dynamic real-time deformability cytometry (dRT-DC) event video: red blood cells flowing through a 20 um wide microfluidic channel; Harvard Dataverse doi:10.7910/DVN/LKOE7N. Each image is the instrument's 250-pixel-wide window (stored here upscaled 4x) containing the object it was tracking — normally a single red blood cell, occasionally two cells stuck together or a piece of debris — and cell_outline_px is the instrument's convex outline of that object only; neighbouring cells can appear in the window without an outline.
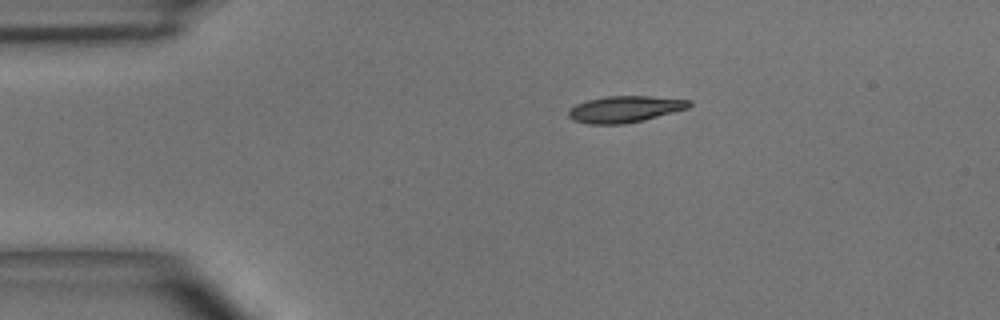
{"species": "common noctule bat (a hibernating species)", "species_latin": "Nyctalus noctula", "temperature_condition": "room temperature", "stored_images_in_passage": 2, "camera_frame_rate_fps": 3000, "um_per_image_px": 0.085, "animal": {"sex": "male", "body_mass_g": 15.6}, "frame": {"image": 1, "passage_image": 1, "time_ms": 0.0, "image_size_px": [1000, 320], "cell_outline_px": [[692, 104], [688, 108], [644, 120], [624, 124], [588, 124], [572, 120], [568, 116], [568, 112], [576, 104], [588, 100], [604, 96], [652, 96], [692, 100]], "centroid_in_image_um": [53.13, 9.28], "position_along_channel_um": 31.9, "area_um2": 18.67}}